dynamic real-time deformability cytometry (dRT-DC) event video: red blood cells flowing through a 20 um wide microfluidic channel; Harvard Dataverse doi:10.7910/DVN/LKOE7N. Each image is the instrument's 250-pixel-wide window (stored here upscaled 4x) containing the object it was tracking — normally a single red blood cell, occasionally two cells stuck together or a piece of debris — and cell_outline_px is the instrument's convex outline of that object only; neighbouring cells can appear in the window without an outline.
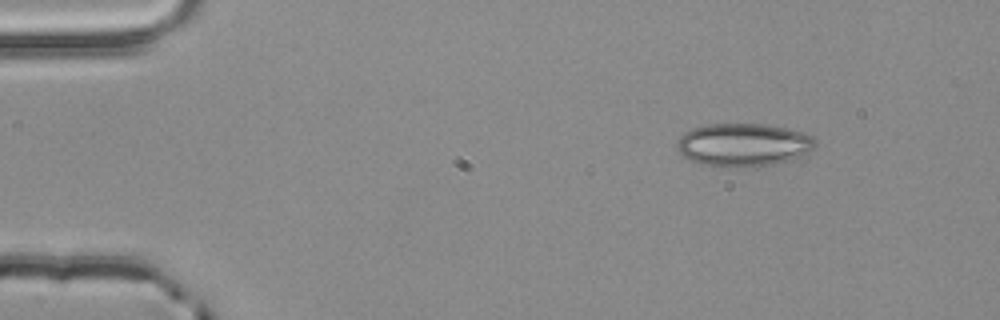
{"species": "common noctule bat (a hibernating species)", "species_latin": "Nyctalus noctula", "temperature_condition": "room temperature", "stored_images_in_passage": 2, "camera_frame_rate_fps": 3000, "um_per_image_px": 0.085, "animal": {"sex": "male", "body_mass_g": 20.4}, "frame": {"image": 1, "passage_image": 1, "time_ms": 0.0, "image_size_px": [1000, 320], "cell_outline_px": [[816, 144], [808, 152], [800, 156], [788, 160], [772, 164], [700, 164], [684, 156], [676, 148], [676, 140], [684, 132], [692, 128], [708, 124], [768, 124], [788, 128], [804, 132], [812, 136], [816, 140]], "centroid_in_image_um": [63.19, 12.24], "position_along_channel_um": 21.8, "area_um2": 33.81}}